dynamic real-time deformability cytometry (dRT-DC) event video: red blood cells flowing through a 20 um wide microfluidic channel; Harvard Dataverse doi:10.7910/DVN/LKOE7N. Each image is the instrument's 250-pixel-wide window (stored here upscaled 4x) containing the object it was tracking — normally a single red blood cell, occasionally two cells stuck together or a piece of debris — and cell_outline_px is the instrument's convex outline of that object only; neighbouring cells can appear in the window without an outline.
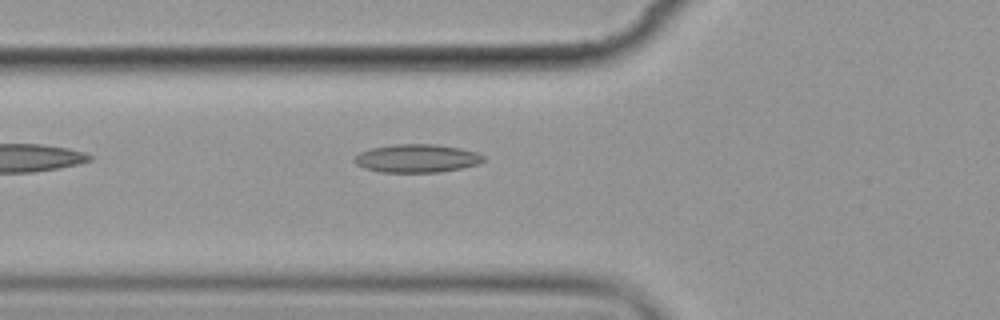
{"species": "common noctule bat (a hibernating species)", "species_latin": "Nyctalus noctula", "temperature_condition": "cold", "stored_images_in_passage": 7, "camera_frame_rate_fps": 3000, "um_per_image_px": 0.085, "animal": {"sex": "female", "body_mass_g": 19.9}, "frame": {"image": 1, "passage_image": 7, "time_ms": 6.667, "image_size_px": [1000, 320], "cell_outline_px": [[484, 160], [476, 164], [460, 168], [440, 172], [380, 172], [364, 168], [356, 164], [352, 160], [352, 156], [360, 152], [372, 148], [396, 144], [436, 144], [460, 148], [476, 152], [484, 156]], "centroid_in_image_um": [35.38, 13.46], "position_along_channel_um": 90.4, "area_um2": 21.21}}